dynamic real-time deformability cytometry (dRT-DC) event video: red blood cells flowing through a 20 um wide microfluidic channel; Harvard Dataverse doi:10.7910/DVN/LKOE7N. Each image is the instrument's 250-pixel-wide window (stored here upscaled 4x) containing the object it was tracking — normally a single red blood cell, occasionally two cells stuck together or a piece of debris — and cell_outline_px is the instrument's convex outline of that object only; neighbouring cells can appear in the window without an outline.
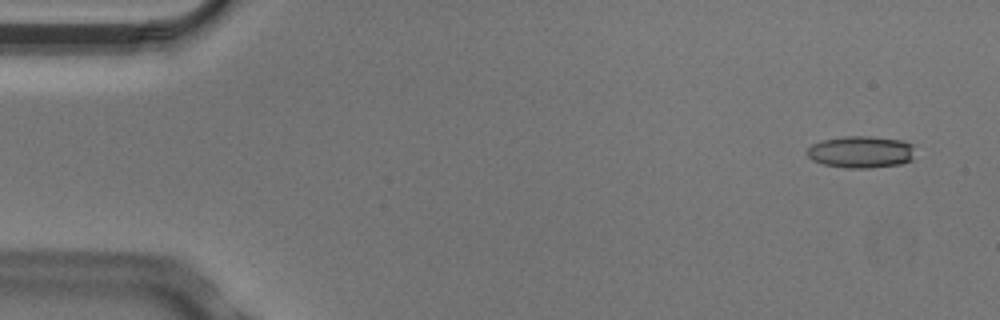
{"species": "Egyptian fruit bat (a non-hibernating species)", "species_latin": "Rousettus aegyptiacus", "temperature_condition": "cold", "stored_images_in_passage": 5, "camera_frame_rate_fps": 3000, "um_per_image_px": 0.085, "animal": {"sex": "male"}, "frame": {"image": 1, "passage_image": 1, "time_ms": 0.0, "image_size_px": [1000, 320], "cell_outline_px": [[912, 160], [900, 164], [868, 168], [844, 168], [824, 164], [812, 160], [804, 152], [812, 144], [820, 140], [844, 136], [868, 136], [900, 140], [912, 144]], "centroid_in_image_um": [73.12, 12.91], "position_along_channel_um": 11.9, "area_um2": 20.11}}
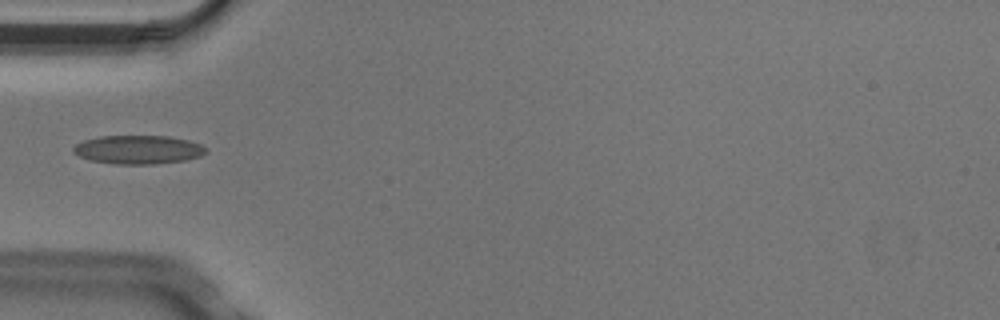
{"frame": {"image": 2, "passage_image": 4, "time_ms": 1.0, "image_size_px": [1000, 320], "cell_outline_px": [[208, 152], [200, 156], [184, 160], [152, 164], [116, 164], [88, 160], [72, 152], [72, 148], [76, 144], [84, 140], [100, 136], [168, 136], [188, 140], [200, 144], [208, 148]], "centroid_in_image_um": [11.74, 12.72], "position_along_channel_um": 73.3, "area_um2": 22.2}}